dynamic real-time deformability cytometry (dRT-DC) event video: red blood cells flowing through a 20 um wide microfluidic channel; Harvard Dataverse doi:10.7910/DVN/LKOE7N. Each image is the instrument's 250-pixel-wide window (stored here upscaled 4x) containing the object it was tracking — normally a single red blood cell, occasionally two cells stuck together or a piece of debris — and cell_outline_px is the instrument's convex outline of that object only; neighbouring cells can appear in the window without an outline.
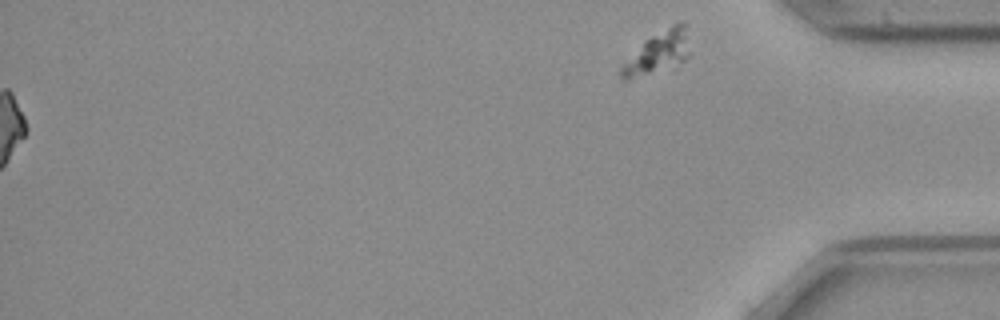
{"species": "common noctule bat (a hibernating species)", "species_latin": "Nyctalus noctula", "temperature_condition": "cold", "stored_images_in_passage": 53, "segment_of_instrument_passage": [2, 2], "camera_frame_rate_fps": 3000, "um_per_image_px": 0.085, "animal": {"sex": "female", "body_mass_g": 21.9}, "frame": {"image": 1, "passage_image": 53, "time_ms": 17.333, "image_size_px": [1000, 320], "cell_outline_px": [[692, 56], [684, 60], [624, 80], [620, 76], [620, 68], [644, 40], [672, 24], [680, 20], [684, 24]], "centroid_in_image_um": [55.97, 4.39], "position_along_channel_um": 379.2, "area_um2": 15.9}}